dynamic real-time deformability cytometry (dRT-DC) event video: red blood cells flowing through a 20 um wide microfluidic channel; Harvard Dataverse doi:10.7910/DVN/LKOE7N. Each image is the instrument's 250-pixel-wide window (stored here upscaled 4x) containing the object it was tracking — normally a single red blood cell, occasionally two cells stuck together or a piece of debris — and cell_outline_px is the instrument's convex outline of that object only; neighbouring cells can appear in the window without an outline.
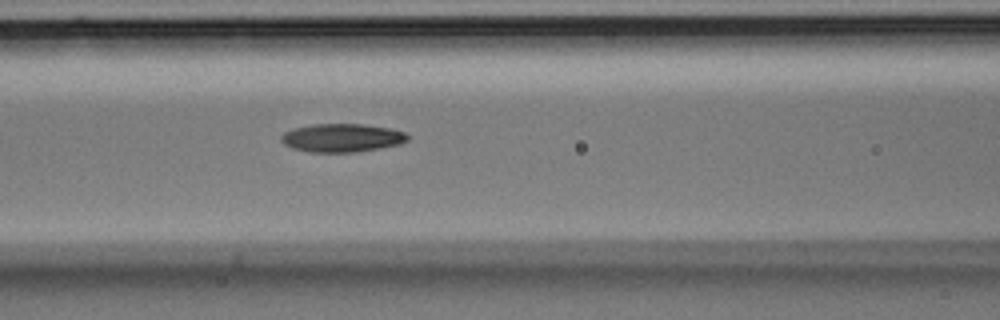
{"species": "Egyptian fruit bat (a non-hibernating species)", "species_latin": "Rousettus aegyptiacus", "temperature_condition": "room temperature", "stored_images_in_passage": 5, "camera_frame_rate_fps": 3000, "um_per_image_px": 0.085, "animal": {"sex": "male"}, "frame": {"image": 1, "passage_image": 5, "time_ms": 1.333, "image_size_px": [1000, 320], "cell_outline_px": [[408, 140], [400, 144], [380, 148], [356, 152], [308, 152], [292, 148], [284, 144], [280, 140], [280, 136], [284, 132], [292, 128], [312, 124], [364, 124], [392, 128], [404, 132], [408, 136]], "centroid_in_image_um": [29.04, 11.71], "position_along_channel_um": 137.6, "area_um2": 21.1}}